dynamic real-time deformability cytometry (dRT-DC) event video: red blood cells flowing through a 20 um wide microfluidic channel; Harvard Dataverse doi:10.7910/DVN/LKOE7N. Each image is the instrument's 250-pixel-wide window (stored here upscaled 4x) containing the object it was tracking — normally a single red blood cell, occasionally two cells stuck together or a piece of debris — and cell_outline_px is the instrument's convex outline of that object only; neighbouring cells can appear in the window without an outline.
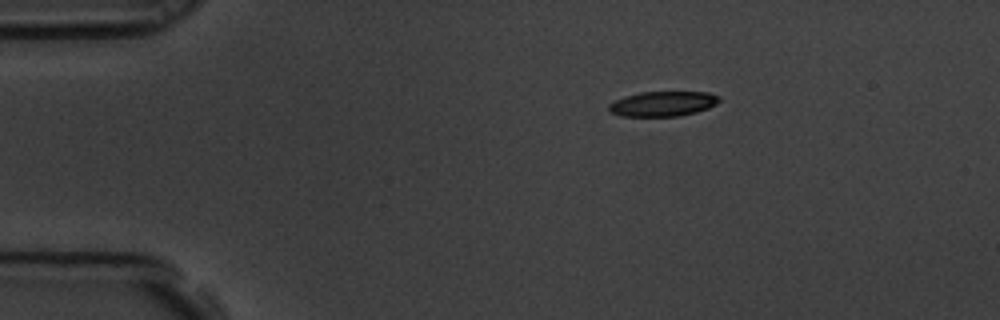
{"species": "common noctule bat (a hibernating species)", "species_latin": "Nyctalus noctula", "temperature_condition": "room temperature", "stored_images_in_passage": 50, "camera_frame_rate_fps": 3000, "um_per_image_px": 0.085, "animal": {"sex": "male", "body_mass_g": 19.5, "forearm_length_mm": 54.6}, "frame": {"image": 1, "passage_image": 1, "time_ms": 0.0, "image_size_px": [1000, 320], "cell_outline_px": [[720, 100], [716, 104], [708, 108], [696, 112], [680, 116], [620, 116], [608, 112], [608, 104], [624, 96], [640, 92], [708, 92], [720, 96]], "centroid_in_image_um": [56.32, 8.82], "position_along_channel_um": 28.7, "area_um2": 16.18}}
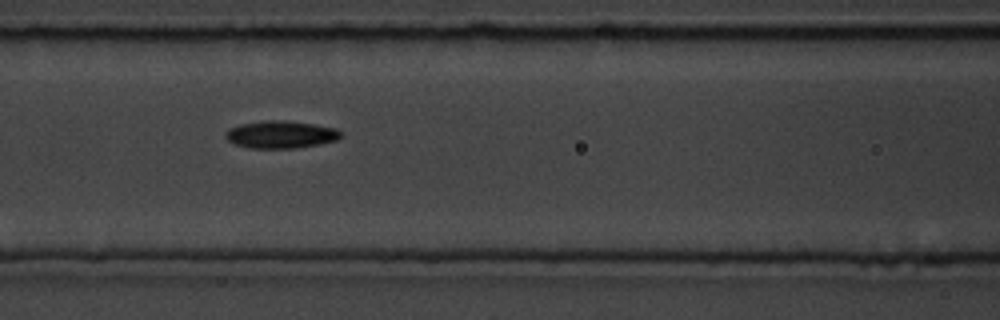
{"frame": {"image": 2, "passage_image": 16, "time_ms": 5.0, "image_size_px": [1000, 320], "cell_outline_px": [[344, 136], [336, 140], [320, 144], [296, 148], [252, 148], [232, 144], [224, 136], [224, 132], [228, 128], [240, 124], [264, 120], [280, 120], [312, 124], [336, 128]], "centroid_in_image_um": [23.83, 11.44], "position_along_channel_um": 142.8, "area_um2": 18.55}}
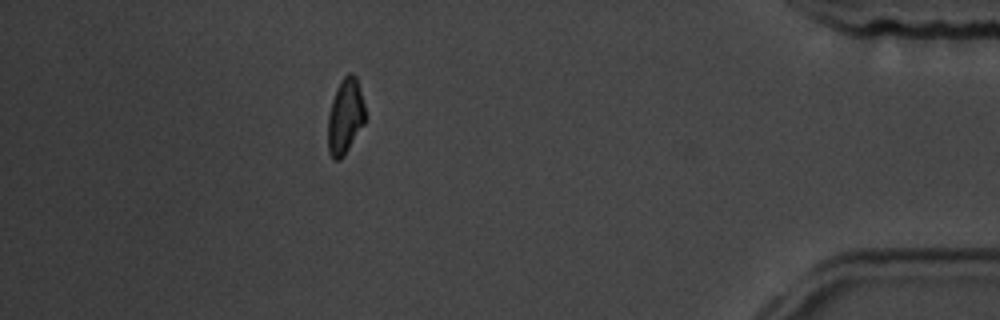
{"frame": {"image": 3, "passage_image": 43, "time_ms": 14.0, "image_size_px": [1000, 320], "cell_outline_px": [[364, 124], [344, 156], [340, 160], [332, 160], [328, 152], [328, 116], [332, 100], [336, 88], [340, 80], [348, 72], [352, 72], [356, 76], [364, 104]], "centroid_in_image_um": [29.32, 9.9], "position_along_channel_um": 405.9, "area_um2": 16.47}, "authors_computed_cell_mechanics": {"area_um2": 17.3689, "velocity_mm_per_s": 3.4702, "shape_relaxation_time_tau1_ms": 4.3902, "shape_relaxation_time_tau2_ms": 6.4782, "deformation_change_tau1": 0.1213, "deformation_change_tau2": 0.1196}}